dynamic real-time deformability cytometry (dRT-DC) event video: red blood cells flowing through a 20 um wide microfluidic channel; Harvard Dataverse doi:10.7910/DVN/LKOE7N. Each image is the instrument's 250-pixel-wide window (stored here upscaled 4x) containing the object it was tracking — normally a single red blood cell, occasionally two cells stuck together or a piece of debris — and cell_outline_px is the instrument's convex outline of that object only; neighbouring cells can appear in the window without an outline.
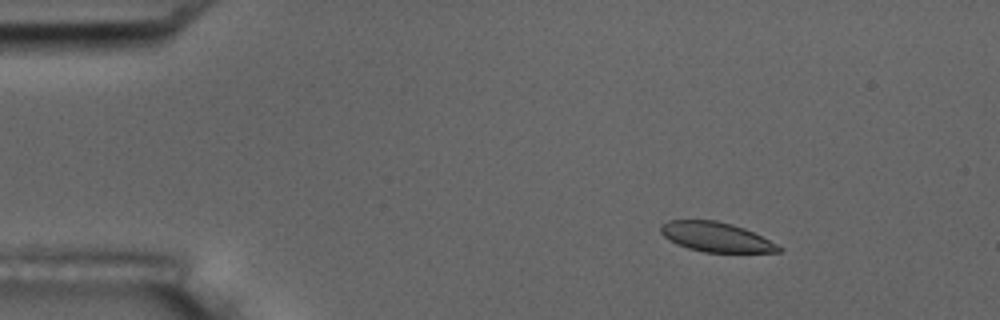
{"species": "common noctule bat (a hibernating species)", "species_latin": "Nyctalus noctula", "temperature_condition": "room temperature", "stored_images_in_passage": 15, "camera_frame_rate_fps": 3000, "um_per_image_px": 0.085, "animal": {"sex": "male", "body_mass_g": 17.5, "forearm_length_mm": 52.3}, "frame": {"image": 1, "passage_image": 3, "time_ms": 2.333, "image_size_px": [1000, 320], "cell_outline_px": [[784, 248], [780, 252], [704, 252], [688, 248], [676, 244], [664, 236], [660, 232], [660, 224], [668, 220], [716, 220], [732, 224], [744, 228]], "centroid_in_image_um": [60.82, 20.14], "position_along_channel_um": 24.2, "area_um2": 20.23}}
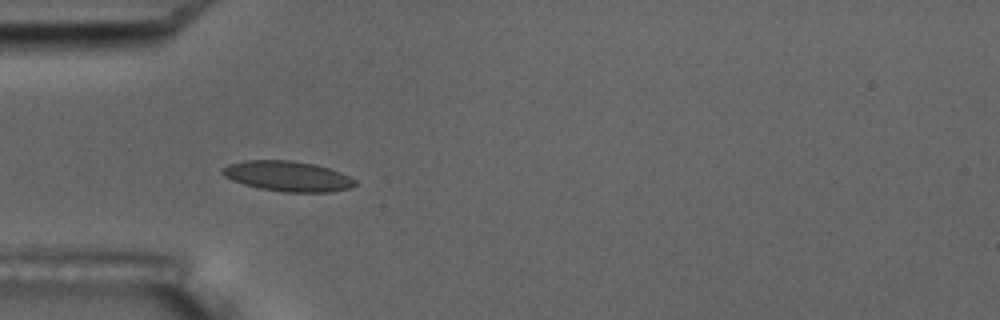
{"frame": {"image": 2, "passage_image": 5, "time_ms": 5.333, "image_size_px": [1000, 320], "cell_outline_px": [[360, 184], [352, 188], [328, 192], [284, 192], [260, 188], [244, 184], [232, 180], [224, 176], [220, 172], [220, 168], [228, 164], [244, 160], [292, 160], [312, 164], [328, 168], [340, 172], [356, 180]], "centroid_in_image_um": [24.45, 14.98], "position_along_channel_um": 60.6, "area_um2": 23.52}, "authors_computed_cell_mechanics": {"area_um2": 21.5016, "velocity_mm_per_s": 3.6029, "shape_relaxation_time_tau1_ms": 2.1077, "shape_relaxation_time_tau2_ms": 2.422, "deformation_change_tau1": 0.0756, "deformation_change_tau2": 0.0499}}